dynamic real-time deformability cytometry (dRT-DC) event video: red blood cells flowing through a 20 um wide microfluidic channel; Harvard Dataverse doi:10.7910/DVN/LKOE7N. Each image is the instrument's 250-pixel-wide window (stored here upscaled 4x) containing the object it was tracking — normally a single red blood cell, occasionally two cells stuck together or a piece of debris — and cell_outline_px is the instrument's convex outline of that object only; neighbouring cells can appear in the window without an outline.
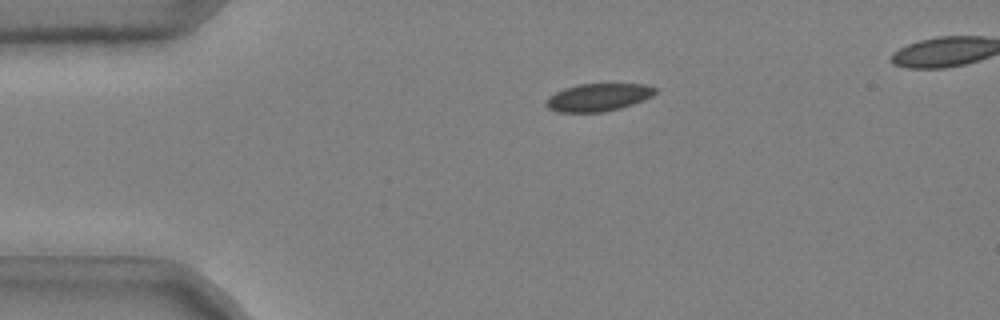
{"species": "common noctule bat (a hibernating species)", "species_latin": "Nyctalus noctula", "temperature_condition": "cold", "stored_images_in_passage": 32, "camera_frame_rate_fps": 3000, "um_per_image_px": 0.085, "animal": {"sex": "male", "body_mass_g": 20.4}, "frame": {"image": 1, "passage_image": 1, "time_ms": 0.0, "image_size_px": [1000, 320], "cell_outline_px": [[656, 92], [652, 96], [644, 100], [620, 108], [600, 112], [560, 112], [548, 108], [548, 100], [556, 92], [564, 88], [580, 84], [644, 84], [656, 88]], "centroid_in_image_um": [50.9, 8.26], "position_along_channel_um": 34.1, "area_um2": 17.22}}
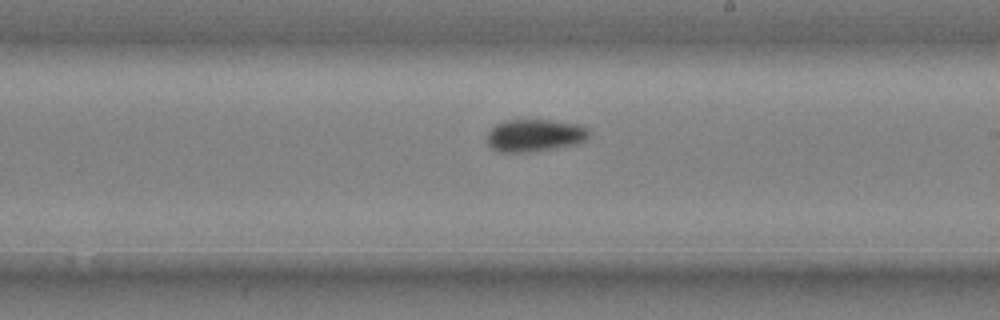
{"frame": {"image": 2, "passage_image": 21, "time_ms": 6.667, "image_size_px": [1000, 320], "cell_outline_px": [[588, 136], [584, 140], [576, 144], [556, 148], [528, 152], [500, 152], [492, 148], [488, 144], [488, 132], [496, 124], [504, 120], [548, 120], [580, 124], [588, 128]], "centroid_in_image_um": [45.45, 11.5], "position_along_channel_um": 243.6, "area_um2": 19.19}}
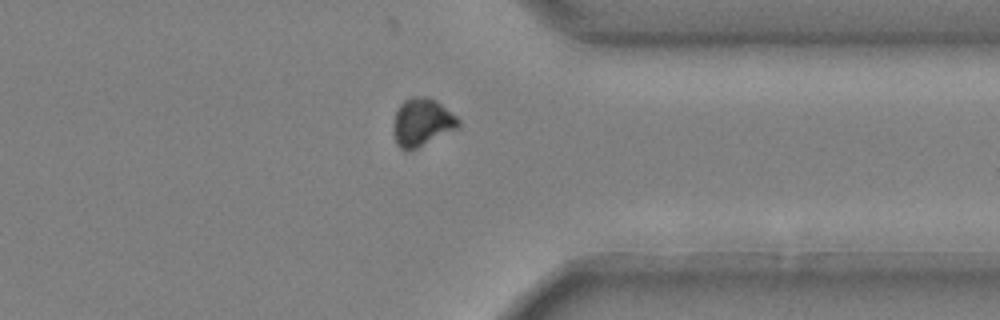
{"frame": {"image": 3, "passage_image": 32, "time_ms": 10.333, "image_size_px": [1000, 320], "cell_outline_px": [[460, 128], [416, 148], [400, 148], [396, 144], [392, 128], [396, 112], [400, 104], [404, 100], [412, 96], [428, 96], [436, 100], [456, 116], [460, 120]], "centroid_in_image_um": [35.88, 10.37], "position_along_channel_um": 375.5, "area_um2": 18.15}}